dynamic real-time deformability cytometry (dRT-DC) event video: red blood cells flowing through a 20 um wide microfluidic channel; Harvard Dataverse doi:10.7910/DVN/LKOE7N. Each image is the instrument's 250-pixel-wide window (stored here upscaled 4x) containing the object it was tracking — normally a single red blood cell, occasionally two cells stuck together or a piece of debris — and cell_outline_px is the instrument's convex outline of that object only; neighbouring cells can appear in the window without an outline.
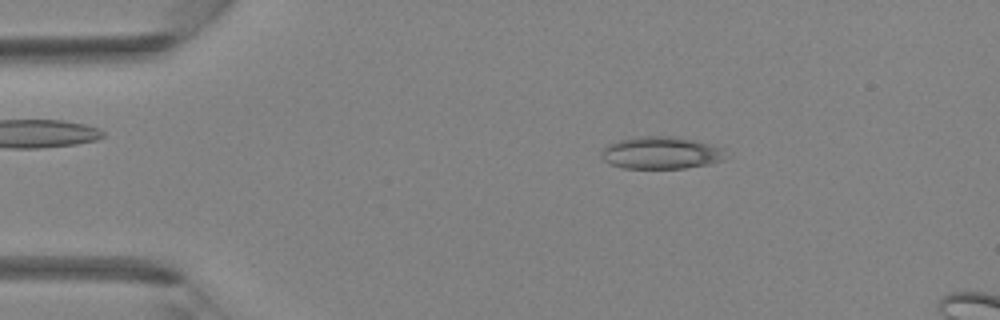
{"species": "Egyptian fruit bat (a non-hibernating species)", "species_latin": "Rousettus aegyptiacus", "temperature_condition": "room temperature", "stored_images_in_passage": 12, "camera_frame_rate_fps": 3000, "um_per_image_px": 0.085, "animal": {"sex": "female"}, "frame": {"image": 1, "passage_image": 7, "time_ms": 2.0, "image_size_px": [1000, 320], "cell_outline_px": [[724, 160], [708, 164], [684, 168], [624, 168], [612, 164], [604, 160], [600, 156], [600, 152], [608, 144], [620, 140], [636, 136], [672, 136], [696, 140], [724, 148]], "centroid_in_image_um": [56.19, 12.98], "position_along_channel_um": 28.8, "area_um2": 23.41}}